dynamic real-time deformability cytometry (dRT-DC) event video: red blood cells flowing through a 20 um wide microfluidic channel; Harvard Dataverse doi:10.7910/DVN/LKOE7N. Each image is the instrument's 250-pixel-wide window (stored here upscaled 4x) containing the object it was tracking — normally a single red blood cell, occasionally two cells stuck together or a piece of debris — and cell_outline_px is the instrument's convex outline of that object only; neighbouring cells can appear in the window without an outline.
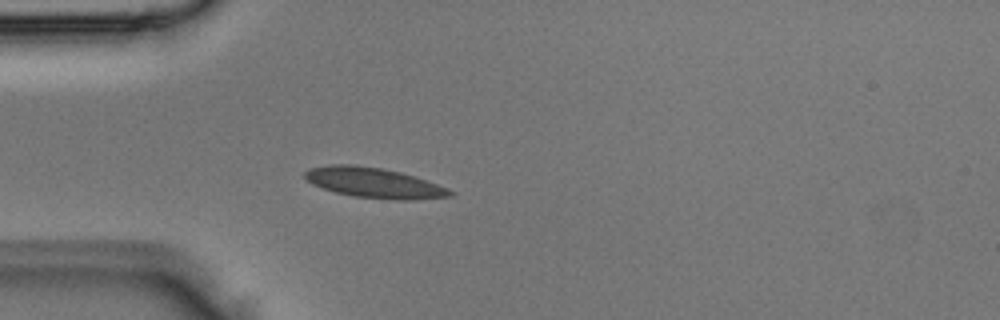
{"species": "Egyptian fruit bat (a non-hibernating species)", "species_latin": "Rousettus aegyptiacus", "temperature_condition": "room temperature", "stored_images_in_passage": 3, "camera_frame_rate_fps": 3000, "um_per_image_px": 0.085, "animal": {"sex": "male"}, "frame": {"image": 1, "passage_image": 3, "time_ms": 0.667, "image_size_px": [1000, 320], "cell_outline_px": [[456, 192], [452, 196], [416, 200], [396, 200], [352, 196], [336, 192], [312, 184], [304, 180], [304, 172], [308, 168], [328, 164], [356, 164], [380, 168], [400, 172], [448, 188]], "centroid_in_image_um": [31.75, 15.53], "position_along_channel_um": 53.2, "area_um2": 25.66}}